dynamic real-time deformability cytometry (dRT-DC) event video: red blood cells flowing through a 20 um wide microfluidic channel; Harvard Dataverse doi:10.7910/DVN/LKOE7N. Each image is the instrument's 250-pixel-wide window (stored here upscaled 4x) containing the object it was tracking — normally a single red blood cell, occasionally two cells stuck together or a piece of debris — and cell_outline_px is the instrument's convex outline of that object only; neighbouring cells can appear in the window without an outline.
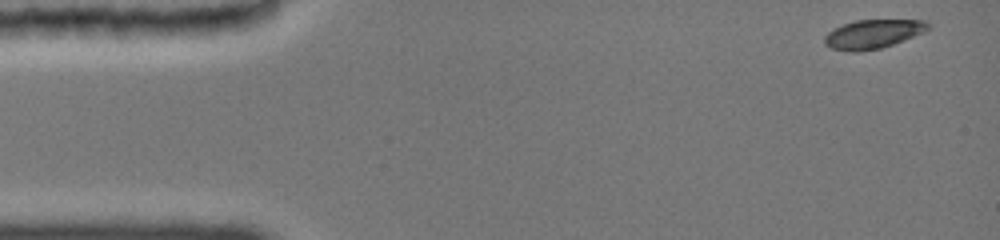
{"species": "common noctule bat (a hibernating species)", "species_latin": "Nyctalus noctula", "temperature_condition": "cold", "stored_images_in_passage": 21, "camera_frame_rate_fps": 3000, "um_per_image_px": 0.085, "animal": {"sex": "female", "body_mass_g": 19.0, "forearm_length_mm": 51.5}, "frame": {"image": 1, "passage_image": 1, "time_ms": 0.0, "image_size_px": [1000, 240], "cell_outline_px": [[932, 28], [924, 32], [892, 44], [880, 48], [856, 52], [852, 52], [832, 48], [824, 44], [824, 36], [828, 32], [844, 24], [856, 20], [928, 20], [932, 24]], "centroid_in_image_um": [74.25, 2.88], "position_along_channel_um": 10.8, "area_um2": 17.4}}
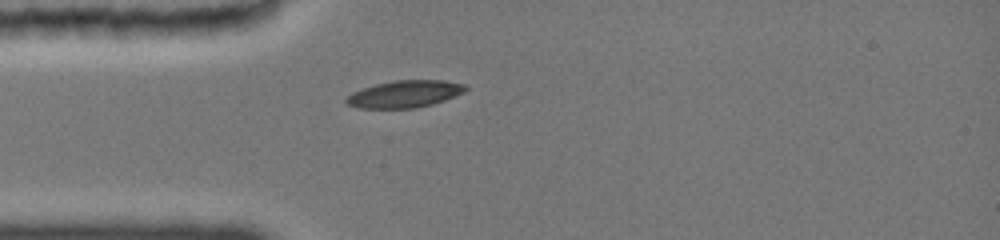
{"frame": {"image": 2, "passage_image": 21, "time_ms": 3.667, "image_size_px": [1000, 240], "cell_outline_px": [[468, 88], [464, 92], [444, 100], [432, 104], [412, 108], [360, 108], [348, 104], [344, 100], [352, 92], [360, 88], [392, 80], [444, 80], [464, 84]], "centroid_in_image_um": [34.38, 7.98], "position_along_channel_um": 50.6, "area_um2": 18.79}}